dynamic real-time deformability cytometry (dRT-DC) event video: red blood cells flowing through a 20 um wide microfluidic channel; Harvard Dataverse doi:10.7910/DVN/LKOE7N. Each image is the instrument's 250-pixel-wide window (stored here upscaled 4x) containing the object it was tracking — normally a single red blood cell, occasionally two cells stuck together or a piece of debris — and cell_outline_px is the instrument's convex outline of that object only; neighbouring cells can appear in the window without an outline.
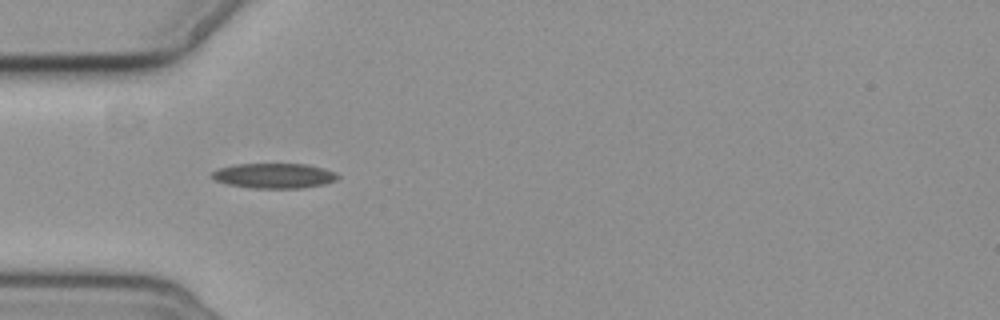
{"species": "common noctule bat (a hibernating species)", "species_latin": "Nyctalus noctula", "temperature_condition": "cold", "stored_images_in_passage": 13, "camera_frame_rate_fps": 3000, "um_per_image_px": 0.085, "animal": {"sex": "female", "body_mass_g": 19.3, "forearm_length_mm": 54.1}, "frame": {"image": 1, "passage_image": 3, "time_ms": 4.667, "image_size_px": [1000, 320], "cell_outline_px": [[340, 176], [336, 180], [324, 184], [300, 188], [248, 188], [228, 184], [212, 180], [208, 176], [212, 172], [220, 168], [236, 164], [308, 164], [324, 168], [336, 172]], "centroid_in_image_um": [23.28, 14.94], "position_along_channel_um": 61.7, "area_um2": 18.55}}
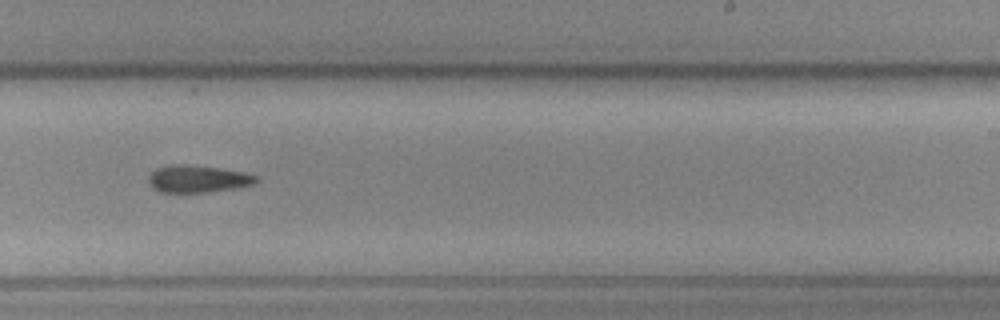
{"frame": {"image": 2, "passage_image": 8, "time_ms": 10.667, "image_size_px": [1000, 320], "cell_outline_px": [[260, 180], [252, 184], [232, 188], [208, 192], [160, 192], [152, 188], [148, 180], [148, 176], [156, 168], [168, 164], [184, 164], [220, 168], [244, 172], [260, 176]], "centroid_in_image_um": [16.8, 15.19], "position_along_channel_um": 272.2, "area_um2": 17.17}}
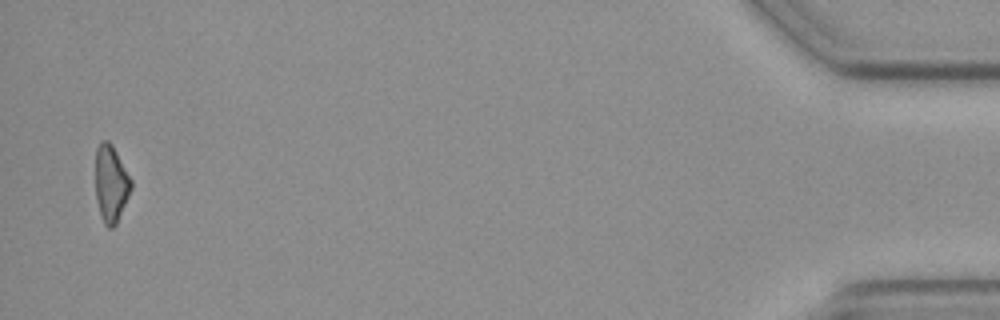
{"frame": {"image": 3, "passage_image": 13, "time_ms": 17.667, "image_size_px": [1000, 320], "cell_outline_px": [[132, 188], [116, 224], [112, 228], [108, 228], [104, 224], [100, 216], [96, 200], [96, 148], [100, 140], [108, 140], [112, 144], [132, 180]], "centroid_in_image_um": [9.42, 15.6], "position_along_channel_um": 425.8, "area_um2": 16.07}, "authors_computed_cell_mechanics": {"area_um2": 17.918, "velocity_mm_per_s": 3.5504, "shape_relaxation_time_tau1_ms": 4.8459, "shape_relaxation_time_tau2_ms": 9.6653, "deformation_change_tau1": 0.1151, "deformation_change_tau2": 0.1871}}